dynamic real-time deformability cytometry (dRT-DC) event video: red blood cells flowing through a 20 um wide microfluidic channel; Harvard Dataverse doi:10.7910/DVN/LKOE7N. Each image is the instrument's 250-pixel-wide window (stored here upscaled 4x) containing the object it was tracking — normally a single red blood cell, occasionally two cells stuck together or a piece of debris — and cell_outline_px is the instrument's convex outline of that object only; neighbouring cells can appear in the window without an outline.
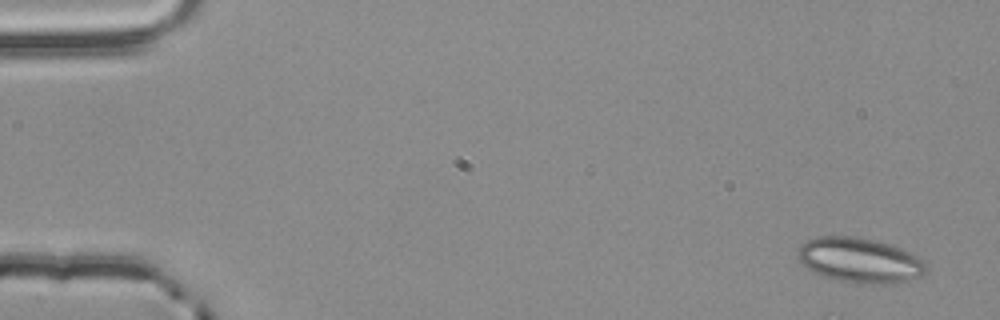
{"species": "common noctule bat (a hibernating species)", "species_latin": "Nyctalus noctula", "temperature_condition": "room temperature", "stored_images_in_passage": 3, "camera_frame_rate_fps": 3000, "um_per_image_px": 0.085, "animal": {"sex": "male", "body_mass_g": 20.4}, "frame": {"image": 1, "passage_image": 1, "time_ms": 0.0, "image_size_px": [1000, 320], "cell_outline_px": [[928, 268], [916, 280], [896, 284], [856, 284], [824, 276], [812, 272], [796, 256], [800, 244], [816, 236], [856, 236], [892, 244], [904, 248], [912, 252], [924, 260]], "centroid_in_image_um": [73.14, 22.13], "position_along_channel_um": 11.9, "area_um2": 34.39}}